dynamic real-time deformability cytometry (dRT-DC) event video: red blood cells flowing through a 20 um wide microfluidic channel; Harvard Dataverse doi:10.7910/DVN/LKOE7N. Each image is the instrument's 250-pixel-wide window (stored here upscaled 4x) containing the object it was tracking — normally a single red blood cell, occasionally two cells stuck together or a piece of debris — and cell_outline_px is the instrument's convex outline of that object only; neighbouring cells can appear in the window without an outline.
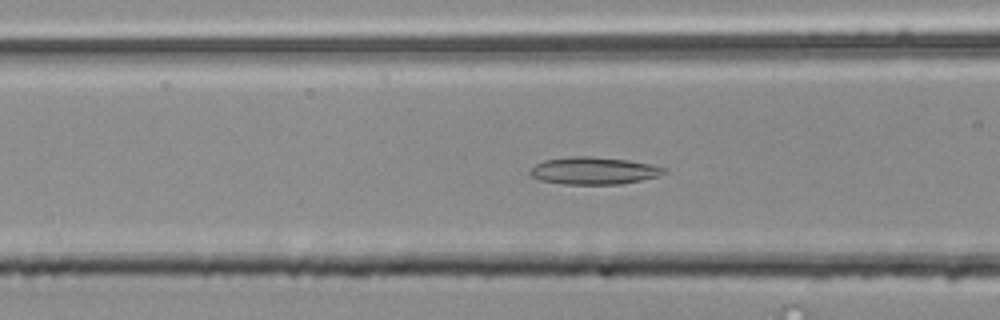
{"species": "common noctule bat (a hibernating species)", "species_latin": "Nyctalus noctula", "temperature_condition": "room temperature", "stored_images_in_passage": 55, "camera_frame_rate_fps": 3000, "um_per_image_px": 0.085, "animal": {"sex": "male", "body_mass_g": 20.4}, "frame": {"image": 1, "passage_image": 22, "time_ms": 7.0, "image_size_px": [1000, 320], "cell_outline_px": [[668, 168], [660, 176], [620, 184], [564, 184], [540, 180], [532, 176], [528, 172], [536, 164], [544, 160], [568, 156], [592, 156], [628, 160], [652, 164]], "centroid_in_image_um": [50.48, 14.5], "position_along_channel_um": 116.1, "area_um2": 21.39}}
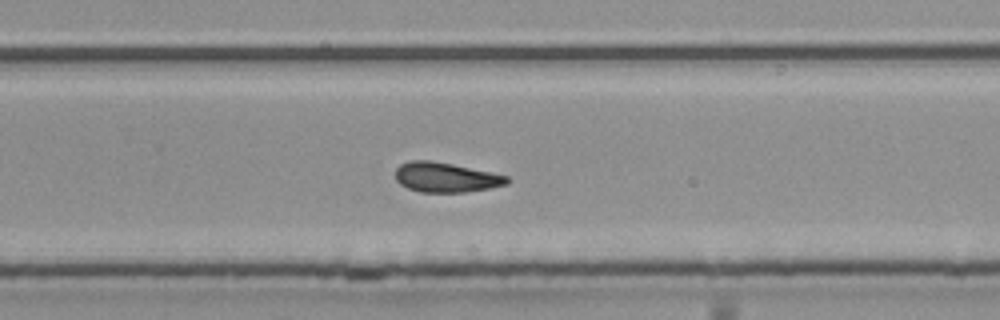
{"frame": {"image": 2, "passage_image": 36, "time_ms": 11.667, "image_size_px": [1000, 320], "cell_outline_px": [[512, 180], [508, 184], [488, 188], [464, 192], [420, 192], [408, 188], [400, 184], [396, 180], [396, 168], [400, 164], [412, 160], [428, 160], [452, 164], [508, 176]], "centroid_in_image_um": [37.89, 15.07], "position_along_channel_um": 291.9, "area_um2": 19.25}}
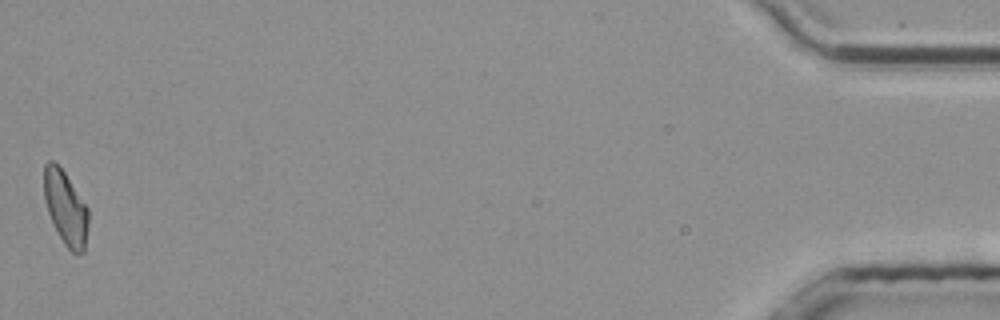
{"frame": {"image": 3, "passage_image": 55, "time_ms": 18.0, "image_size_px": [1000, 320], "cell_outline_px": [[88, 224], [84, 252], [76, 256], [64, 244], [48, 212], [44, 200], [44, 164], [48, 160], [52, 160], [64, 172], [88, 208]], "centroid_in_image_um": [5.58, 17.69], "position_along_channel_um": 429.6, "area_um2": 18.9}, "authors_computed_cell_mechanics": {"area_um2": 19.652, "velocity_mm_per_s": 3.779, "shape_relaxation_time_tau1_ms": null, "shape_relaxation_time_tau2_ms": 7.3184, "deformation_change_tau1": null, "deformation_change_tau2": 0.1642}}